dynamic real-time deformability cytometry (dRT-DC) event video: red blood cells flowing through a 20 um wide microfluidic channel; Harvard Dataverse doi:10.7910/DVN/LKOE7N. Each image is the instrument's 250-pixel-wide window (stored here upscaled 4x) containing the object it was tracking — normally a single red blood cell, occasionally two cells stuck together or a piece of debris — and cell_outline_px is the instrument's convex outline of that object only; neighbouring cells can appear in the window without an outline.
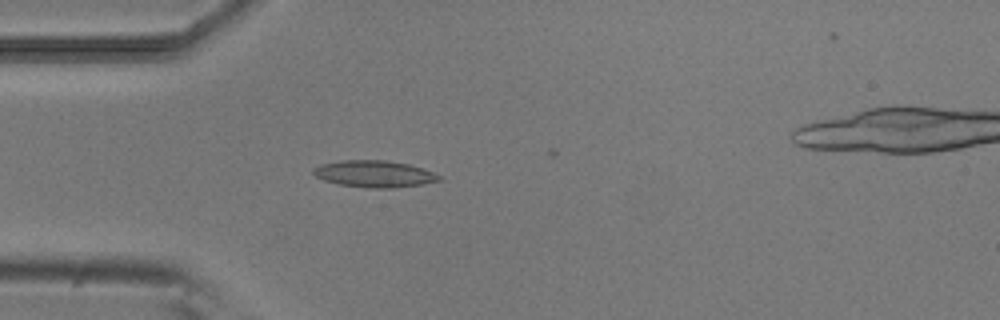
{"species": "common noctule bat (a hibernating species)", "species_latin": "Nyctalus noctula", "temperature_condition": "room temperature", "stored_images_in_passage": 46, "camera_frame_rate_fps": 3000, "um_per_image_px": 0.085, "animal": {"sex": "male", "body_mass_g": 20.5, "forearm_length_mm": 52.5}, "frame": {"image": 1, "passage_image": 15, "time_ms": 4.667, "image_size_px": [1000, 320], "cell_outline_px": [[444, 180], [424, 184], [392, 188], [368, 188], [340, 184], [324, 180], [316, 176], [312, 172], [312, 168], [320, 164], [340, 160], [384, 160], [408, 164], [424, 168], [440, 176]], "centroid_in_image_um": [31.83, 14.78], "position_along_channel_um": 53.2, "area_um2": 19.71}}
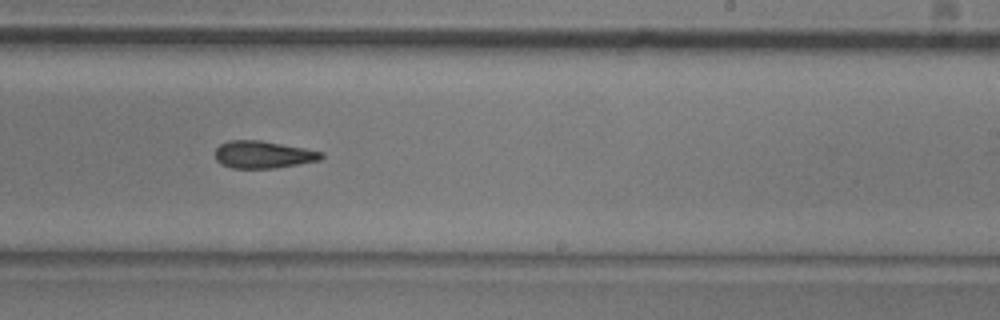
{"frame": {"image": 2, "passage_image": 32, "time_ms": 10.333, "image_size_px": [1000, 320], "cell_outline_px": [[324, 156], [320, 160], [272, 168], [232, 168], [220, 164], [216, 160], [216, 148], [220, 144], [228, 140], [260, 140], [304, 148], [324, 152]], "centroid_in_image_um": [22.34, 13.13], "position_along_channel_um": 266.7, "area_um2": 16.82}}
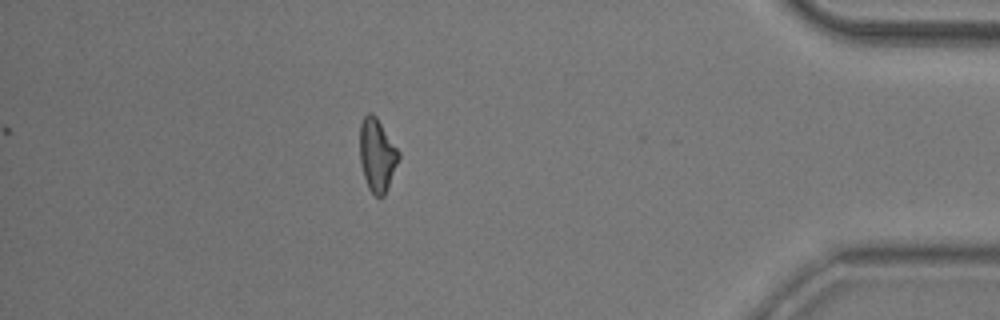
{"frame": {"image": 3, "passage_image": 46, "time_ms": 15.0, "image_size_px": [1000, 320], "cell_outline_px": [[400, 156], [384, 196], [376, 196], [368, 188], [364, 176], [360, 160], [360, 124], [364, 116], [368, 112], [372, 112], [376, 116], [400, 152]], "centroid_in_image_um": [32.05, 13.15], "position_along_channel_um": 403.2, "area_um2": 16.36}, "authors_computed_cell_mechanics": {"area_um2": 17.6001, "velocity_mm_per_s": 3.8626, "shape_relaxation_time_tau1_ms": 7.8793, "shape_relaxation_time_tau2_ms": 10.4151, "deformation_change_tau1": 0.1548, "deformation_change_tau2": 0.2389}}